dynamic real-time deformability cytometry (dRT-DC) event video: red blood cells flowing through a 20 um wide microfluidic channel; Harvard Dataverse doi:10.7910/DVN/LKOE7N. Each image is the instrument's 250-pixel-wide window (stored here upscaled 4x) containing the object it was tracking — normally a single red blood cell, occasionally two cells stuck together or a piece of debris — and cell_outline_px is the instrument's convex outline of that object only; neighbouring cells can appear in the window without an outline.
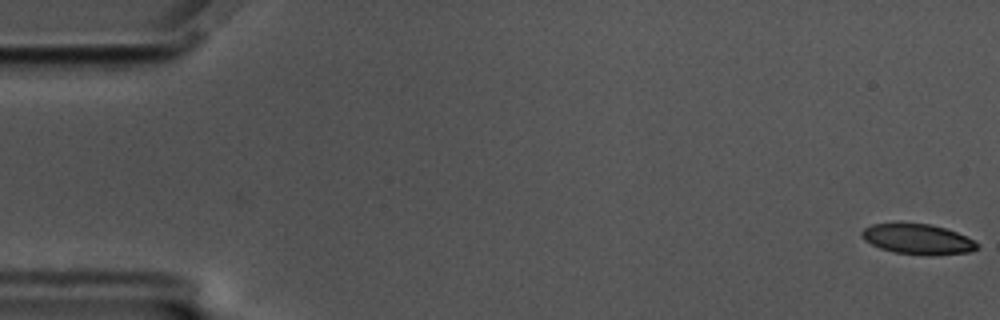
{"species": "common noctule bat (a hibernating species)", "species_latin": "Nyctalus noctula", "temperature_condition": "cold", "stored_images_in_passage": 18, "camera_frame_rate_fps": 3000, "um_per_image_px": 0.085, "animal": {"sex": "male", "body_mass_g": 17.5, "forearm_length_mm": 52.3}, "frame": {"image": 1, "passage_image": 1, "time_ms": 0.0, "image_size_px": [1000, 320], "cell_outline_px": [[980, 244], [972, 252], [936, 256], [928, 256], [896, 252], [880, 248], [864, 240], [860, 236], [860, 232], [864, 228], [872, 224], [928, 224], [944, 228], [956, 232]], "centroid_in_image_um": [78.01, 20.35], "position_along_channel_um": 7.0, "area_um2": 20.23}}
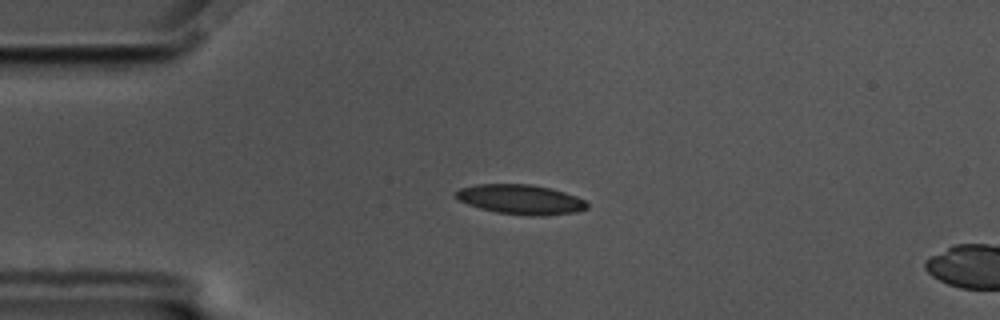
{"frame": {"image": 2, "passage_image": 14, "time_ms": 4.333, "image_size_px": [1000, 320], "cell_outline_px": [[588, 208], [576, 212], [544, 216], [528, 216], [496, 212], [480, 208], [468, 204], [460, 200], [456, 196], [456, 192], [460, 188], [476, 184], [532, 184], [564, 192], [576, 196], [584, 200], [588, 204]], "centroid_in_image_um": [44.28, 16.96], "position_along_channel_um": 40.7, "area_um2": 22.66}}